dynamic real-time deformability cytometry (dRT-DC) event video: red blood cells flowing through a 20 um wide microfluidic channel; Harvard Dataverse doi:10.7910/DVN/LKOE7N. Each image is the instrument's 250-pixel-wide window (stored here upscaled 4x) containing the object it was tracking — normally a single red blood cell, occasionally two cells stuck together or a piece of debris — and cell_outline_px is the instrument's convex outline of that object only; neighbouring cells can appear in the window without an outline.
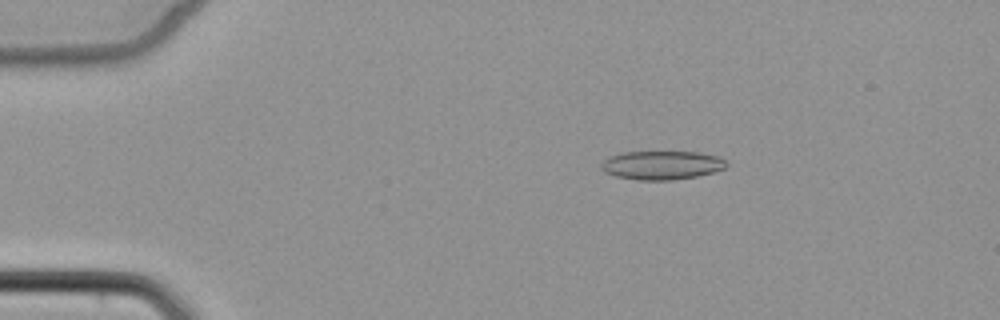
{"species": "common noctule bat (a hibernating species)", "species_latin": "Nyctalus noctula", "temperature_condition": "cold", "stored_images_in_passage": 3, "camera_frame_rate_fps": 3000, "um_per_image_px": 0.085, "animal": {"sex": "female", "body_mass_g": 22.7, "forearm_length_mm": 54.2}, "frame": {"image": 1, "passage_image": 1, "time_ms": 0.0, "image_size_px": [1000, 320], "cell_outline_px": [[728, 164], [724, 168], [712, 172], [696, 176], [672, 180], [636, 180], [616, 176], [604, 172], [600, 168], [600, 164], [608, 156], [620, 152], [700, 152], [720, 156]], "centroid_in_image_um": [56.21, 14.03], "position_along_channel_um": 28.8, "area_um2": 21.1}}